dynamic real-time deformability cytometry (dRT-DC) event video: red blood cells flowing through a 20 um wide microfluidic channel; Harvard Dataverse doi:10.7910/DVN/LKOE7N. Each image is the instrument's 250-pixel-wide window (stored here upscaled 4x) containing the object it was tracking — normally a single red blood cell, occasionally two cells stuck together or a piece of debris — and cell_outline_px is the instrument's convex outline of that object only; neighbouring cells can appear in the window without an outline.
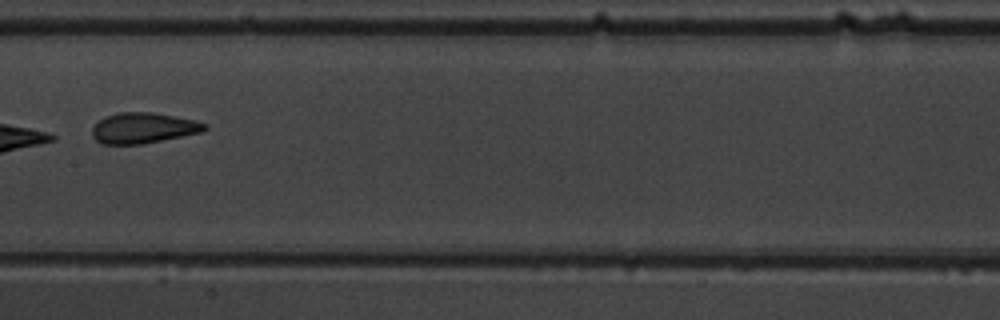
{"species": "common noctule bat (a hibernating species)", "species_latin": "Nyctalus noctula", "temperature_condition": "warm", "stored_images_in_passage": 7, "camera_frame_rate_fps": 3000, "um_per_image_px": 0.085, "animal": {"sex": "male", "body_mass_g": 19.5, "forearm_length_mm": 54.6}, "frame": {"image": 1, "passage_image": 6, "time_ms": 5.667, "image_size_px": [1000, 320], "cell_outline_px": [[208, 128], [204, 132], [140, 144], [100, 144], [92, 136], [92, 128], [100, 120], [108, 116], [120, 112], [152, 112], [196, 120], [208, 124]], "centroid_in_image_um": [12.22, 10.88], "position_along_channel_um": 195.2, "area_um2": 20.06}}
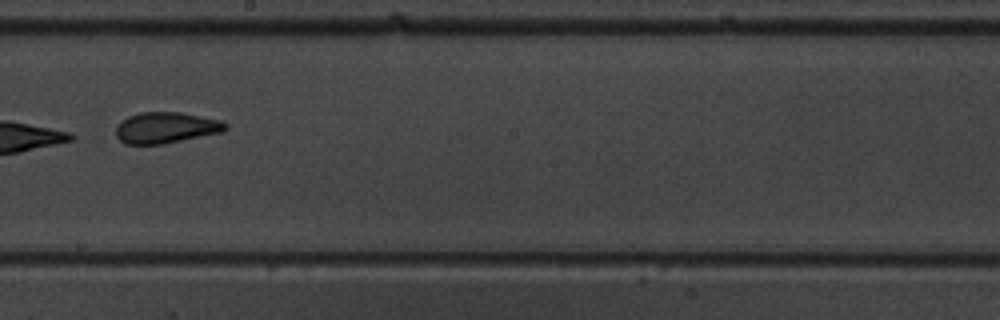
{"frame": {"image": 2, "passage_image": 7, "time_ms": 6.667, "image_size_px": [1000, 320], "cell_outline_px": [[228, 128], [224, 132], [160, 144], [124, 144], [116, 136], [116, 128], [128, 116], [140, 112], [180, 112], [220, 120], [228, 124]], "centroid_in_image_um": [14.13, 10.85], "position_along_channel_um": 234.1, "area_um2": 19.71}}